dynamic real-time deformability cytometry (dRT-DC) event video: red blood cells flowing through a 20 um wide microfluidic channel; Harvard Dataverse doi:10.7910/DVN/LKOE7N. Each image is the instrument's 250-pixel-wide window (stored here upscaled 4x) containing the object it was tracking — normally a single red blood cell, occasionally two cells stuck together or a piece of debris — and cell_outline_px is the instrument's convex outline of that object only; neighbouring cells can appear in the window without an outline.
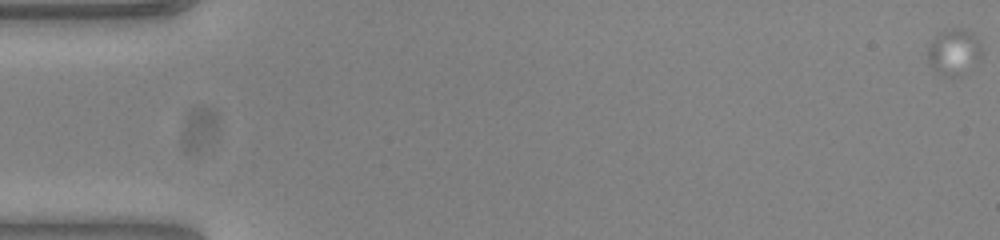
{"species": "common noctule bat (a hibernating species)", "species_latin": "Nyctalus noctula", "temperature_condition": "warm", "stored_images_in_passage": 8, "camera_frame_rate_fps": 3000, "um_per_image_px": 0.085, "animal": {"sex": "female", "body_mass_g": 23.0, "forearm_length_mm": 53.4}, "frame": {"image": 1, "passage_image": 1, "time_ms": 0.0, "image_size_px": [1000, 240], "cell_outline_px": [[980, 60], [964, 76], [944, 76], [936, 72], [928, 64], [924, 52], [928, 44], [944, 28], [964, 28], [972, 32], [980, 40]], "centroid_in_image_um": [81.05, 4.42], "position_along_channel_um": 4.0, "area_um2": 15.32}}